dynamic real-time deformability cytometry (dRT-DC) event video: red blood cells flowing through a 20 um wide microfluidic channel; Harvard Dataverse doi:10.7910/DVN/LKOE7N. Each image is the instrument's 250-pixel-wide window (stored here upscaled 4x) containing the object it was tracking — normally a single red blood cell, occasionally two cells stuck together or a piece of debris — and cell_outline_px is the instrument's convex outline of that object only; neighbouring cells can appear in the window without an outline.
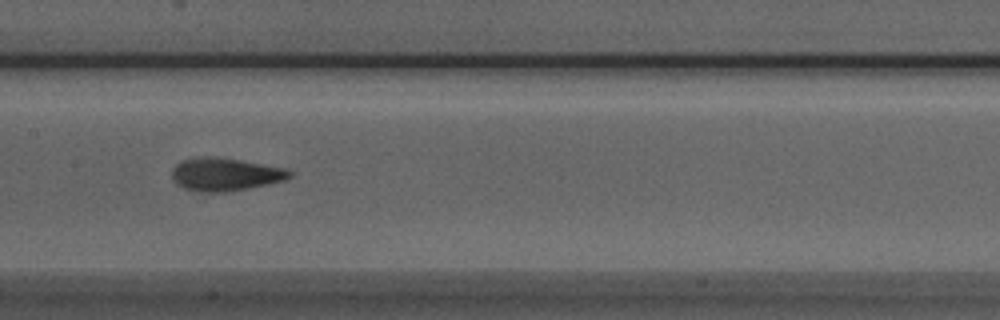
{"species": "Egyptian fruit bat (a non-hibernating species)", "species_latin": "Rousettus aegyptiacus", "temperature_condition": "room temperature", "stored_images_in_passage": 38, "camera_frame_rate_fps": 3000, "um_per_image_px": 0.085, "animal": {"sex": "male"}, "frame": {"image": 1, "passage_image": 12, "time_ms": 3.667, "image_size_px": [1000, 320], "cell_outline_px": [[292, 176], [284, 180], [268, 184], [248, 188], [224, 192], [208, 192], [184, 188], [176, 184], [172, 180], [172, 168], [176, 164], [184, 160], [236, 160], [284, 168], [292, 172]], "centroid_in_image_um": [19.16, 14.88], "position_along_channel_um": 188.2, "area_um2": 21.33}, "authors_computed_cell_mechanics": {"area_um2": 21.675, "velocity_mm_per_s": 3.9514, "shape_relaxation_time_tau1_ms": 8.561, "shape_relaxation_time_tau2_ms": 1.9175, "deformation_change_tau1": 0.1934, "deformation_change_tau2": 0.0848}}